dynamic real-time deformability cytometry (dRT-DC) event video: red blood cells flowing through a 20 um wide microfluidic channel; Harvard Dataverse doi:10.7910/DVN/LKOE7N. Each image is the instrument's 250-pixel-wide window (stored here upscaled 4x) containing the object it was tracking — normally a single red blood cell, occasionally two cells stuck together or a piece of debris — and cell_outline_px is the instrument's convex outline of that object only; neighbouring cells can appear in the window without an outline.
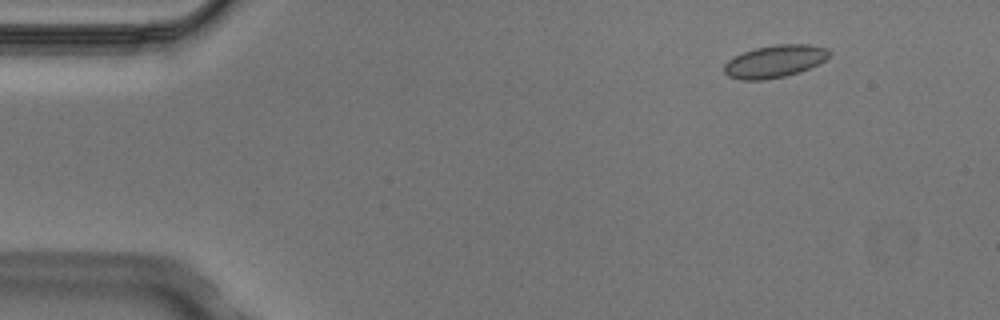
{"species": "Egyptian fruit bat (a non-hibernating species)", "species_latin": "Rousettus aegyptiacus", "temperature_condition": "cold", "stored_images_in_passage": 4, "camera_frame_rate_fps": 3000, "um_per_image_px": 0.085, "animal": {"sex": "male"}, "frame": {"image": 1, "passage_image": 1, "time_ms": 0.0, "image_size_px": [1000, 320], "cell_outline_px": [[832, 56], [800, 72], [788, 76], [764, 80], [740, 80], [728, 76], [724, 72], [724, 64], [728, 60], [744, 52], [756, 48], [776, 44], [812, 44], [828, 48], [832, 52]], "centroid_in_image_um": [65.89, 5.21], "position_along_channel_um": 19.1, "area_um2": 20.06}}